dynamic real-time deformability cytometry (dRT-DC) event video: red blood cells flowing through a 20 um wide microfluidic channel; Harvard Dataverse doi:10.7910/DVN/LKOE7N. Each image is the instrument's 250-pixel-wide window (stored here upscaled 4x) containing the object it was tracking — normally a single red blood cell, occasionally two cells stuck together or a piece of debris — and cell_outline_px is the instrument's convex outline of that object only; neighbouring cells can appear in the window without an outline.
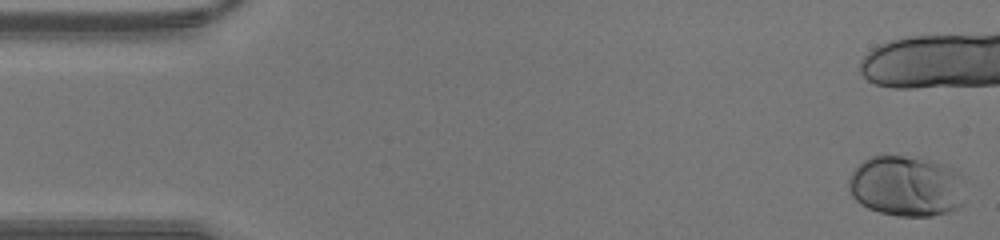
{"species": "human", "species_latin": "Homo sapiens", "temperature_condition": "warm", "stored_images_in_passage": 12, "camera_frame_rate_fps": 3000, "um_per_image_px": 0.085, "donor": {"sex": "male"}, "frame": {"image": 1, "passage_image": 1, "time_ms": 0.0, "image_size_px": [1000, 240], "cell_outline_px": [[968, 180], [964, 204], [948, 212], [932, 216], [896, 216], [880, 212], [868, 208], [860, 204], [852, 196], [848, 188], [848, 180], [852, 172], [864, 160], [872, 156], [904, 156], [928, 160], [940, 164], [960, 172]], "centroid_in_image_um": [77.12, 15.84], "position_along_channel_um": 7.9, "area_um2": 41.91}}